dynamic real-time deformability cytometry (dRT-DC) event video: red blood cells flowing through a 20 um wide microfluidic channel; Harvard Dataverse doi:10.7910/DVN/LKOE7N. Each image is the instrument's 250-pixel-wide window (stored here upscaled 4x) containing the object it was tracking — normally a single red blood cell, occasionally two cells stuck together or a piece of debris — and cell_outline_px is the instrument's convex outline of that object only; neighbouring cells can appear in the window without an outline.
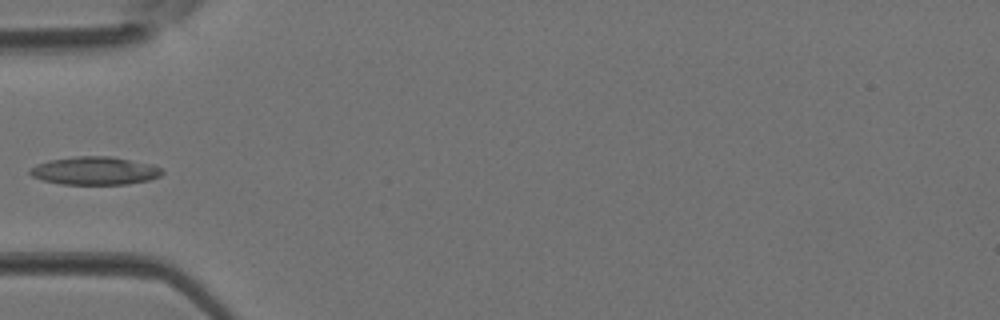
{"species": "Egyptian fruit bat (a non-hibernating species)", "species_latin": "Rousettus aegyptiacus", "temperature_condition": "room temperature", "stored_images_in_passage": 2, "camera_frame_rate_fps": 3000, "um_per_image_px": 0.085, "animal": {"sex": "female"}, "frame": {"image": 1, "passage_image": 2, "time_ms": 0.333, "image_size_px": [1000, 320], "cell_outline_px": [[164, 172], [160, 176], [148, 180], [128, 184], [60, 184], [40, 180], [32, 176], [28, 172], [28, 168], [36, 164], [48, 160], [76, 156], [112, 156], [152, 164], [160, 168]], "centroid_in_image_um": [8.01, 14.51], "position_along_channel_um": 77.0, "area_um2": 21.85}}